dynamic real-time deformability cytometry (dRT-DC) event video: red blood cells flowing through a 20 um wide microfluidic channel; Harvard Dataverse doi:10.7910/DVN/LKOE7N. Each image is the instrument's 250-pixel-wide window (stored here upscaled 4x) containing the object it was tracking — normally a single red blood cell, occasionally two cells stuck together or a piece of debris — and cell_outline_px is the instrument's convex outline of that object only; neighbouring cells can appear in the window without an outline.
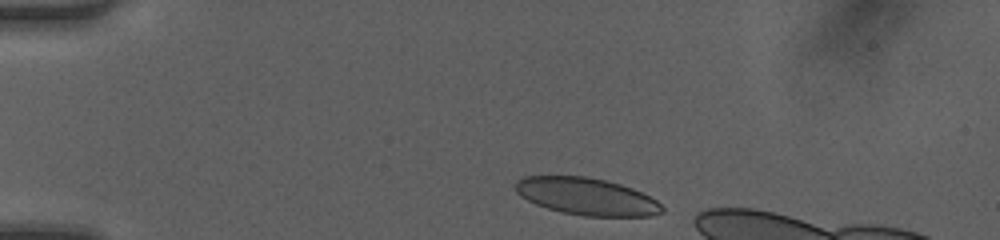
{"species": "human", "species_latin": "Homo sapiens", "temperature_condition": "room temperature", "stored_images_in_passage": 35, "camera_frame_rate_fps": 3000, "um_per_image_px": 0.085, "donor": {"sex": "female"}, "frame": {"image": 1, "passage_image": 2, "time_ms": 0.333, "image_size_px": [1000, 240], "cell_outline_px": [[664, 212], [652, 216], [584, 216], [560, 212], [536, 204], [520, 196], [516, 192], [516, 180], [524, 176], [584, 176], [608, 180], [632, 188], [656, 200], [664, 208]], "centroid_in_image_um": [49.86, 16.7], "position_along_channel_um": 35.1, "area_um2": 31.79}}
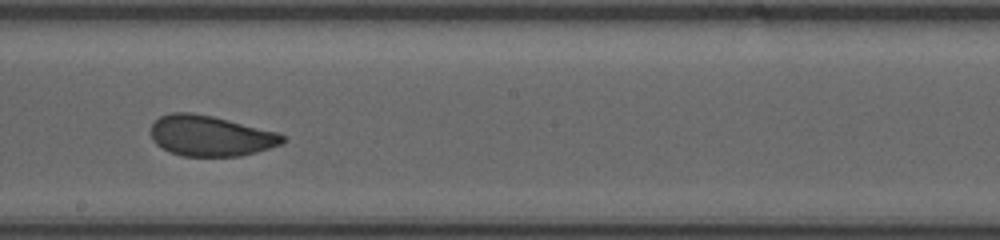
{"frame": {"image": 2, "passage_image": 20, "time_ms": 6.333, "image_size_px": [1000, 240], "cell_outline_px": [[284, 144], [256, 152], [240, 156], [180, 156], [168, 152], [156, 144], [152, 140], [152, 124], [160, 116], [172, 112], [192, 112], [212, 116], [280, 132], [284, 136]], "centroid_in_image_um": [17.91, 11.55], "position_along_channel_um": 230.3, "area_um2": 31.39}}
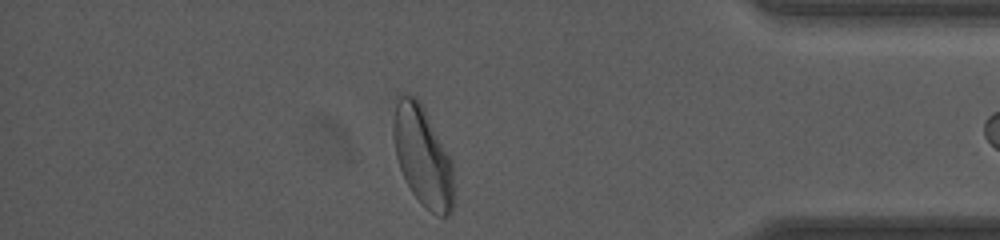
{"frame": {"image": 3, "passage_image": 34, "time_ms": 11.0, "image_size_px": [1000, 240], "cell_outline_px": [[456, 204], [452, 212], [448, 216], [440, 216], [432, 212], [412, 192], [400, 168], [396, 156], [392, 132], [392, 120], [396, 104], [400, 92], [408, 92], [416, 96], [420, 100], [452, 160], [456, 196]], "centroid_in_image_um": [35.96, 13.26], "position_along_channel_um": 399.2, "area_um2": 35.84}}